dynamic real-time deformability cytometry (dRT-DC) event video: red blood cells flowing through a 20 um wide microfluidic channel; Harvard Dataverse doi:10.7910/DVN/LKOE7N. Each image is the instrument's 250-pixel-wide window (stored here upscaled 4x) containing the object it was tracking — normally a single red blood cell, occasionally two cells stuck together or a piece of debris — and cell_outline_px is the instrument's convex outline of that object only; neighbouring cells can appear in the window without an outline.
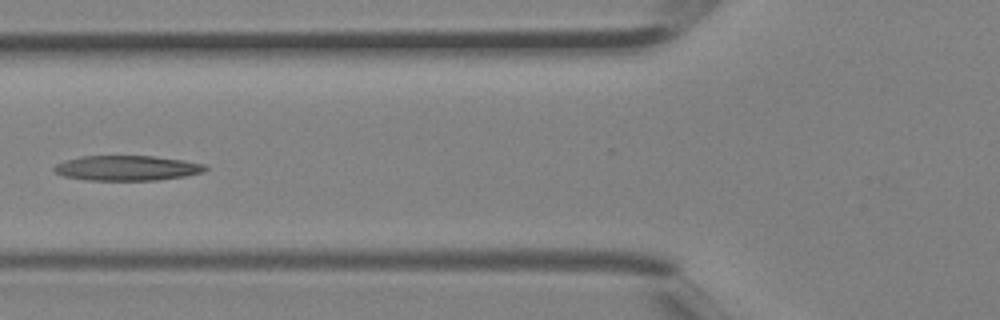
{"species": "Egyptian fruit bat (a non-hibernating species)", "species_latin": "Rousettus aegyptiacus", "temperature_condition": "room temperature", "stored_images_in_passage": 5, "camera_frame_rate_fps": 3000, "um_per_image_px": 0.085, "animal": {"sex": "female"}, "frame": {"image": 1, "passage_image": 5, "time_ms": 1.333, "image_size_px": [1000, 320], "cell_outline_px": [[208, 168], [204, 172], [184, 176], [156, 180], [84, 180], [64, 176], [56, 172], [52, 168], [56, 164], [64, 160], [80, 156], [152, 156], [184, 160], [208, 164]], "centroid_in_image_um": [10.81, 14.28], "position_along_channel_um": 115.0, "area_um2": 22.2}}